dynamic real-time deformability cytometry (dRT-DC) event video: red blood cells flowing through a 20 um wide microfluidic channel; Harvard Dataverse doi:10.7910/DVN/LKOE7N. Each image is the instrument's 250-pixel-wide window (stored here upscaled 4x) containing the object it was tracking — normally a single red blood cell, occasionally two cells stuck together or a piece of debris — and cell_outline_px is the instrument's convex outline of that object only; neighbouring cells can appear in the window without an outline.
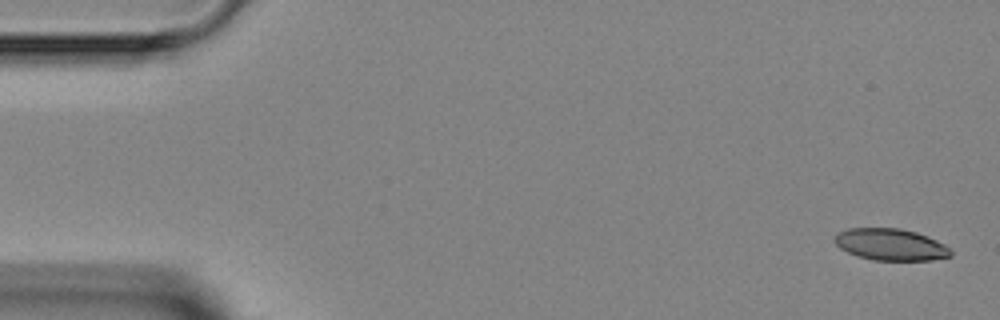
{"species": "Egyptian fruit bat (a non-hibernating species)", "species_latin": "Rousettus aegyptiacus", "temperature_condition": "room temperature", "stored_images_in_passage": 7, "camera_frame_rate_fps": 3000, "um_per_image_px": 0.085, "animal": {"sex": "female"}, "frame": {"image": 1, "passage_image": 1, "time_ms": 0.0, "image_size_px": [1000, 320], "cell_outline_px": [[952, 256], [932, 260], [872, 260], [856, 256], [840, 248], [832, 240], [836, 232], [848, 228], [900, 228], [916, 232], [928, 236], [944, 244], [952, 252]], "centroid_in_image_um": [75.67, 20.78], "position_along_channel_um": 9.3, "area_um2": 21.68}}
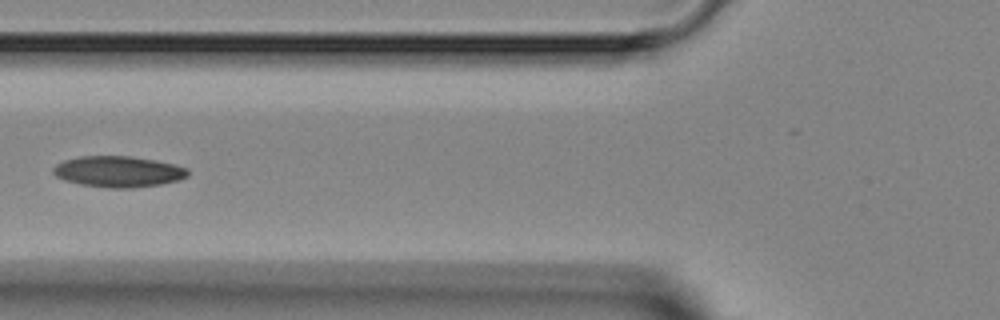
{"frame": {"image": 2, "passage_image": 5, "time_ms": 5.667, "image_size_px": [1000, 320], "cell_outline_px": [[188, 176], [180, 180], [160, 184], [132, 188], [108, 188], [80, 184], [64, 180], [56, 176], [52, 172], [52, 168], [56, 164], [64, 160], [80, 156], [128, 156], [156, 160], [188, 168]], "centroid_in_image_um": [10.04, 14.59], "position_along_channel_um": 115.8, "area_um2": 24.39}}
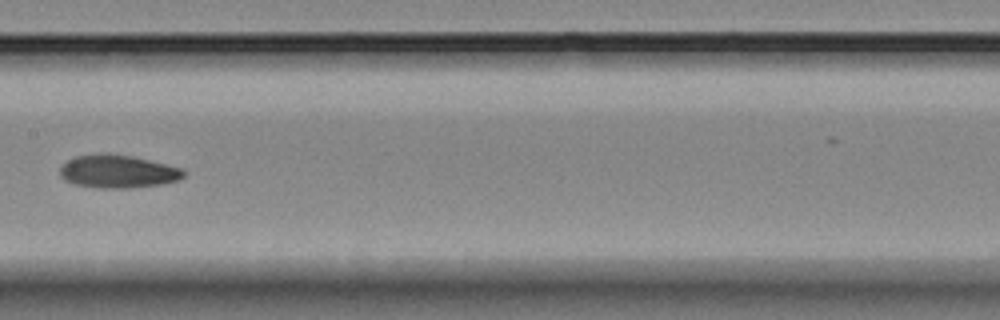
{"frame": {"image": 3, "passage_image": 7, "time_ms": 7.667, "image_size_px": [1000, 320], "cell_outline_px": [[188, 172], [180, 180], [160, 184], [128, 188], [100, 188], [76, 184], [64, 180], [60, 176], [60, 168], [68, 160], [76, 156], [108, 152], [132, 156], [168, 164], [184, 168]], "centroid_in_image_um": [10.07, 14.56], "position_along_channel_um": 197.3, "area_um2": 24.04}}